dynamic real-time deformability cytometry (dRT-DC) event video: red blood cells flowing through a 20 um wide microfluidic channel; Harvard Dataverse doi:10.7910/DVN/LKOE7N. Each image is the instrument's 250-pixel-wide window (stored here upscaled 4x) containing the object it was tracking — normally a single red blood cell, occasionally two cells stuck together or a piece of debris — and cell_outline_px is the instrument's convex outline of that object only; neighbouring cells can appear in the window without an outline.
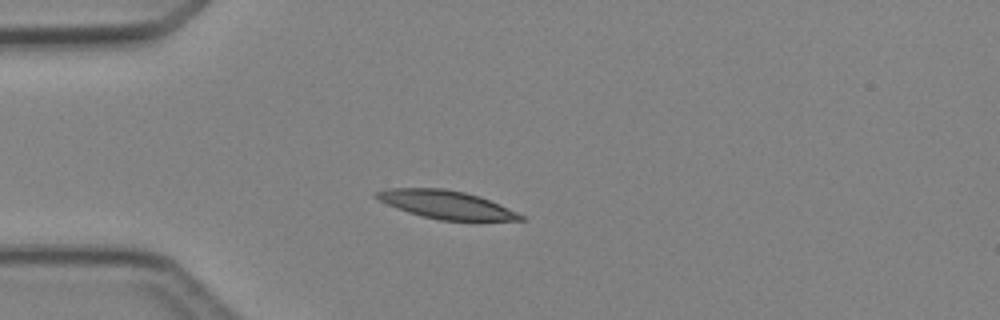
{"species": "Egyptian fruit bat (a non-hibernating species)", "species_latin": "Rousettus aegyptiacus", "temperature_condition": "cold", "stored_images_in_passage": 4, "camera_frame_rate_fps": 3000, "um_per_image_px": 0.085, "animal": {"sex": "female"}, "frame": {"image": 1, "passage_image": 3, "time_ms": 2.667, "image_size_px": [1000, 320], "cell_outline_px": [[524, 220], [440, 220], [420, 216], [396, 208], [372, 196], [376, 192], [388, 188], [444, 188], [464, 192], [480, 196], [516, 212], [524, 216]], "centroid_in_image_um": [37.88, 17.38], "position_along_channel_um": 47.1, "area_um2": 23.35}}